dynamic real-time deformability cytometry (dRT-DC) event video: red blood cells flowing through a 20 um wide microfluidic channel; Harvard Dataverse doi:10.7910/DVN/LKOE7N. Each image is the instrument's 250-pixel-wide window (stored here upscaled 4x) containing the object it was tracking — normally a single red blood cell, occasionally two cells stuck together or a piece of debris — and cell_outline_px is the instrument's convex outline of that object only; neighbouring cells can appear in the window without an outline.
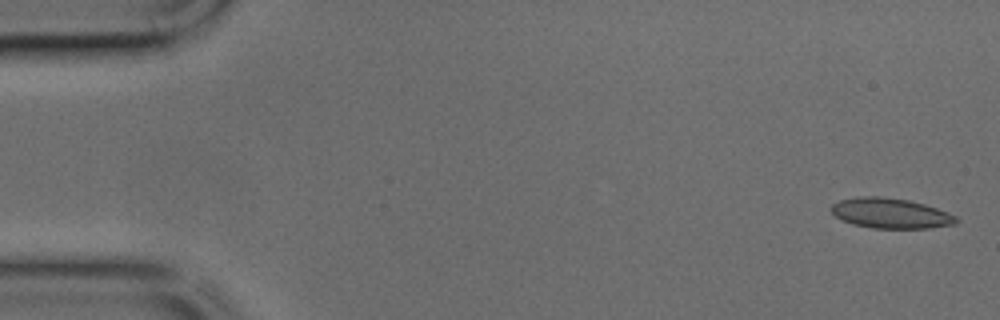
{"species": "common noctule bat (a hibernating species)", "species_latin": "Nyctalus noctula", "temperature_condition": "cold", "stored_images_in_passage": 10, "camera_frame_rate_fps": 3000, "um_per_image_px": 0.085, "animal": {"sex": "male", "body_mass_g": 17.9, "forearm_length_mm": 54.2}, "frame": {"image": 1, "passage_image": 1, "time_ms": 0.0, "image_size_px": [1000, 320], "cell_outline_px": [[960, 220], [956, 224], [928, 228], [872, 228], [852, 224], [836, 216], [832, 212], [832, 204], [840, 200], [856, 196], [880, 196], [908, 200], [924, 204], [948, 212], [956, 216]], "centroid_in_image_um": [75.72, 18.12], "position_along_channel_um": 9.3, "area_um2": 21.96}}